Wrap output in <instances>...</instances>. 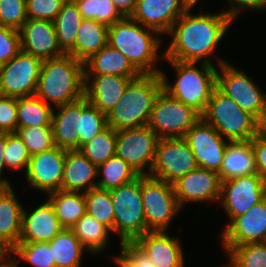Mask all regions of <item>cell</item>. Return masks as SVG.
Instances as JSON below:
<instances>
[{
	"label": "cell",
	"instance_id": "cell-1",
	"mask_svg": "<svg viewBox=\"0 0 266 267\" xmlns=\"http://www.w3.org/2000/svg\"><path fill=\"white\" fill-rule=\"evenodd\" d=\"M190 7L172 26L169 47L162 58L181 62H201L211 65L209 58L233 22L224 12L191 14Z\"/></svg>",
	"mask_w": 266,
	"mask_h": 267
},
{
	"label": "cell",
	"instance_id": "cell-2",
	"mask_svg": "<svg viewBox=\"0 0 266 267\" xmlns=\"http://www.w3.org/2000/svg\"><path fill=\"white\" fill-rule=\"evenodd\" d=\"M84 85V63L65 54L42 61L35 95L56 109L82 98Z\"/></svg>",
	"mask_w": 266,
	"mask_h": 267
},
{
	"label": "cell",
	"instance_id": "cell-3",
	"mask_svg": "<svg viewBox=\"0 0 266 267\" xmlns=\"http://www.w3.org/2000/svg\"><path fill=\"white\" fill-rule=\"evenodd\" d=\"M157 34V31L141 26L131 17H123L108 26V45L121 51L141 75L158 74L162 70L153 67L161 45Z\"/></svg>",
	"mask_w": 266,
	"mask_h": 267
},
{
	"label": "cell",
	"instance_id": "cell-4",
	"mask_svg": "<svg viewBox=\"0 0 266 267\" xmlns=\"http://www.w3.org/2000/svg\"><path fill=\"white\" fill-rule=\"evenodd\" d=\"M162 89L160 73L132 80L119 102L107 113L108 127L120 131L148 125L155 99Z\"/></svg>",
	"mask_w": 266,
	"mask_h": 267
},
{
	"label": "cell",
	"instance_id": "cell-5",
	"mask_svg": "<svg viewBox=\"0 0 266 267\" xmlns=\"http://www.w3.org/2000/svg\"><path fill=\"white\" fill-rule=\"evenodd\" d=\"M173 68L177 79L170 84L166 74L160 72L163 90L170 96L192 107L200 115L205 112L210 97L217 87V70L214 65L201 62V69L197 62H181L167 59Z\"/></svg>",
	"mask_w": 266,
	"mask_h": 267
},
{
	"label": "cell",
	"instance_id": "cell-6",
	"mask_svg": "<svg viewBox=\"0 0 266 267\" xmlns=\"http://www.w3.org/2000/svg\"><path fill=\"white\" fill-rule=\"evenodd\" d=\"M201 117L230 142L249 141L259 133V121L218 87Z\"/></svg>",
	"mask_w": 266,
	"mask_h": 267
},
{
	"label": "cell",
	"instance_id": "cell-7",
	"mask_svg": "<svg viewBox=\"0 0 266 267\" xmlns=\"http://www.w3.org/2000/svg\"><path fill=\"white\" fill-rule=\"evenodd\" d=\"M141 186L142 175L110 190L114 209V232L120 235L121 243H133L146 233Z\"/></svg>",
	"mask_w": 266,
	"mask_h": 267
},
{
	"label": "cell",
	"instance_id": "cell-8",
	"mask_svg": "<svg viewBox=\"0 0 266 267\" xmlns=\"http://www.w3.org/2000/svg\"><path fill=\"white\" fill-rule=\"evenodd\" d=\"M200 118L201 115L192 107L162 89L155 99L147 126L159 139L183 138Z\"/></svg>",
	"mask_w": 266,
	"mask_h": 267
},
{
	"label": "cell",
	"instance_id": "cell-9",
	"mask_svg": "<svg viewBox=\"0 0 266 267\" xmlns=\"http://www.w3.org/2000/svg\"><path fill=\"white\" fill-rule=\"evenodd\" d=\"M141 194L146 232L166 231L181 209L173 184L149 175H142Z\"/></svg>",
	"mask_w": 266,
	"mask_h": 267
},
{
	"label": "cell",
	"instance_id": "cell-10",
	"mask_svg": "<svg viewBox=\"0 0 266 267\" xmlns=\"http://www.w3.org/2000/svg\"><path fill=\"white\" fill-rule=\"evenodd\" d=\"M218 65L221 71L217 70V87L259 121L266 105V97L260 87L251 80L252 77L228 62L218 59Z\"/></svg>",
	"mask_w": 266,
	"mask_h": 267
},
{
	"label": "cell",
	"instance_id": "cell-11",
	"mask_svg": "<svg viewBox=\"0 0 266 267\" xmlns=\"http://www.w3.org/2000/svg\"><path fill=\"white\" fill-rule=\"evenodd\" d=\"M197 167L194 154L184 138H163L157 142L149 176L173 183Z\"/></svg>",
	"mask_w": 266,
	"mask_h": 267
},
{
	"label": "cell",
	"instance_id": "cell-12",
	"mask_svg": "<svg viewBox=\"0 0 266 267\" xmlns=\"http://www.w3.org/2000/svg\"><path fill=\"white\" fill-rule=\"evenodd\" d=\"M158 140L147 125L117 131L115 155L127 162L139 175H150ZM146 166L147 172L144 170Z\"/></svg>",
	"mask_w": 266,
	"mask_h": 267
},
{
	"label": "cell",
	"instance_id": "cell-13",
	"mask_svg": "<svg viewBox=\"0 0 266 267\" xmlns=\"http://www.w3.org/2000/svg\"><path fill=\"white\" fill-rule=\"evenodd\" d=\"M42 61L20 51L0 66V95L9 97L34 96Z\"/></svg>",
	"mask_w": 266,
	"mask_h": 267
},
{
	"label": "cell",
	"instance_id": "cell-14",
	"mask_svg": "<svg viewBox=\"0 0 266 267\" xmlns=\"http://www.w3.org/2000/svg\"><path fill=\"white\" fill-rule=\"evenodd\" d=\"M266 198V183L259 174L235 177L221 182L220 199L230 222Z\"/></svg>",
	"mask_w": 266,
	"mask_h": 267
},
{
	"label": "cell",
	"instance_id": "cell-15",
	"mask_svg": "<svg viewBox=\"0 0 266 267\" xmlns=\"http://www.w3.org/2000/svg\"><path fill=\"white\" fill-rule=\"evenodd\" d=\"M183 138L191 148L198 167L219 172L226 147L230 141L227 142L202 117L186 132Z\"/></svg>",
	"mask_w": 266,
	"mask_h": 267
},
{
	"label": "cell",
	"instance_id": "cell-16",
	"mask_svg": "<svg viewBox=\"0 0 266 267\" xmlns=\"http://www.w3.org/2000/svg\"><path fill=\"white\" fill-rule=\"evenodd\" d=\"M66 149H52L30 156L26 173L28 183L34 189L47 194L62 190Z\"/></svg>",
	"mask_w": 266,
	"mask_h": 267
},
{
	"label": "cell",
	"instance_id": "cell-17",
	"mask_svg": "<svg viewBox=\"0 0 266 267\" xmlns=\"http://www.w3.org/2000/svg\"><path fill=\"white\" fill-rule=\"evenodd\" d=\"M226 253L233 247L266 239V198L235 217L220 235Z\"/></svg>",
	"mask_w": 266,
	"mask_h": 267
},
{
	"label": "cell",
	"instance_id": "cell-18",
	"mask_svg": "<svg viewBox=\"0 0 266 267\" xmlns=\"http://www.w3.org/2000/svg\"><path fill=\"white\" fill-rule=\"evenodd\" d=\"M221 182L217 172L197 167L172 184L181 208L187 202H219Z\"/></svg>",
	"mask_w": 266,
	"mask_h": 267
},
{
	"label": "cell",
	"instance_id": "cell-19",
	"mask_svg": "<svg viewBox=\"0 0 266 267\" xmlns=\"http://www.w3.org/2000/svg\"><path fill=\"white\" fill-rule=\"evenodd\" d=\"M19 33L21 51L41 61L66 54L59 46L54 22L27 19Z\"/></svg>",
	"mask_w": 266,
	"mask_h": 267
},
{
	"label": "cell",
	"instance_id": "cell-20",
	"mask_svg": "<svg viewBox=\"0 0 266 267\" xmlns=\"http://www.w3.org/2000/svg\"><path fill=\"white\" fill-rule=\"evenodd\" d=\"M189 8L184 0H137L130 17L159 34H168L174 23Z\"/></svg>",
	"mask_w": 266,
	"mask_h": 267
},
{
	"label": "cell",
	"instance_id": "cell-21",
	"mask_svg": "<svg viewBox=\"0 0 266 267\" xmlns=\"http://www.w3.org/2000/svg\"><path fill=\"white\" fill-rule=\"evenodd\" d=\"M168 235L166 231H148L133 243L158 267H184L180 241Z\"/></svg>",
	"mask_w": 266,
	"mask_h": 267
},
{
	"label": "cell",
	"instance_id": "cell-22",
	"mask_svg": "<svg viewBox=\"0 0 266 267\" xmlns=\"http://www.w3.org/2000/svg\"><path fill=\"white\" fill-rule=\"evenodd\" d=\"M89 77H92V79L90 80ZM137 78L139 77H124L110 74L84 75V96L92 105L107 115L119 102L128 84Z\"/></svg>",
	"mask_w": 266,
	"mask_h": 267
},
{
	"label": "cell",
	"instance_id": "cell-23",
	"mask_svg": "<svg viewBox=\"0 0 266 267\" xmlns=\"http://www.w3.org/2000/svg\"><path fill=\"white\" fill-rule=\"evenodd\" d=\"M63 229L54 207L47 200L33 209L31 213L23 208L19 242H49Z\"/></svg>",
	"mask_w": 266,
	"mask_h": 267
},
{
	"label": "cell",
	"instance_id": "cell-24",
	"mask_svg": "<svg viewBox=\"0 0 266 267\" xmlns=\"http://www.w3.org/2000/svg\"><path fill=\"white\" fill-rule=\"evenodd\" d=\"M58 113L52 114L54 145L66 150L79 149L80 115L82 98L56 107Z\"/></svg>",
	"mask_w": 266,
	"mask_h": 267
},
{
	"label": "cell",
	"instance_id": "cell-25",
	"mask_svg": "<svg viewBox=\"0 0 266 267\" xmlns=\"http://www.w3.org/2000/svg\"><path fill=\"white\" fill-rule=\"evenodd\" d=\"M97 171V166L91 163L78 149L66 150L62 190L87 192L96 188Z\"/></svg>",
	"mask_w": 266,
	"mask_h": 267
},
{
	"label": "cell",
	"instance_id": "cell-26",
	"mask_svg": "<svg viewBox=\"0 0 266 267\" xmlns=\"http://www.w3.org/2000/svg\"><path fill=\"white\" fill-rule=\"evenodd\" d=\"M23 208L12 186L0 187V241L9 251L19 243Z\"/></svg>",
	"mask_w": 266,
	"mask_h": 267
},
{
	"label": "cell",
	"instance_id": "cell-27",
	"mask_svg": "<svg viewBox=\"0 0 266 267\" xmlns=\"http://www.w3.org/2000/svg\"><path fill=\"white\" fill-rule=\"evenodd\" d=\"M118 75L140 77L128 58L119 50L106 45L84 62V75Z\"/></svg>",
	"mask_w": 266,
	"mask_h": 267
},
{
	"label": "cell",
	"instance_id": "cell-28",
	"mask_svg": "<svg viewBox=\"0 0 266 267\" xmlns=\"http://www.w3.org/2000/svg\"><path fill=\"white\" fill-rule=\"evenodd\" d=\"M251 174H257L251 140L229 142L218 172L221 181Z\"/></svg>",
	"mask_w": 266,
	"mask_h": 267
},
{
	"label": "cell",
	"instance_id": "cell-29",
	"mask_svg": "<svg viewBox=\"0 0 266 267\" xmlns=\"http://www.w3.org/2000/svg\"><path fill=\"white\" fill-rule=\"evenodd\" d=\"M108 44V26L94 19H83L74 46L66 53L84 63Z\"/></svg>",
	"mask_w": 266,
	"mask_h": 267
},
{
	"label": "cell",
	"instance_id": "cell-30",
	"mask_svg": "<svg viewBox=\"0 0 266 267\" xmlns=\"http://www.w3.org/2000/svg\"><path fill=\"white\" fill-rule=\"evenodd\" d=\"M48 195L56 216L64 228L70 229L86 213L84 192L58 190Z\"/></svg>",
	"mask_w": 266,
	"mask_h": 267
},
{
	"label": "cell",
	"instance_id": "cell-31",
	"mask_svg": "<svg viewBox=\"0 0 266 267\" xmlns=\"http://www.w3.org/2000/svg\"><path fill=\"white\" fill-rule=\"evenodd\" d=\"M49 244L55 267H80L83 250L86 248L71 229L64 228Z\"/></svg>",
	"mask_w": 266,
	"mask_h": 267
},
{
	"label": "cell",
	"instance_id": "cell-32",
	"mask_svg": "<svg viewBox=\"0 0 266 267\" xmlns=\"http://www.w3.org/2000/svg\"><path fill=\"white\" fill-rule=\"evenodd\" d=\"M70 229L89 253L96 254L108 245L111 230L87 212Z\"/></svg>",
	"mask_w": 266,
	"mask_h": 267
},
{
	"label": "cell",
	"instance_id": "cell-33",
	"mask_svg": "<svg viewBox=\"0 0 266 267\" xmlns=\"http://www.w3.org/2000/svg\"><path fill=\"white\" fill-rule=\"evenodd\" d=\"M53 108L34 96L17 98V128L51 126Z\"/></svg>",
	"mask_w": 266,
	"mask_h": 267
},
{
	"label": "cell",
	"instance_id": "cell-34",
	"mask_svg": "<svg viewBox=\"0 0 266 267\" xmlns=\"http://www.w3.org/2000/svg\"><path fill=\"white\" fill-rule=\"evenodd\" d=\"M82 21L83 17L76 3L66 0L54 20L59 46L65 53L74 46Z\"/></svg>",
	"mask_w": 266,
	"mask_h": 267
},
{
	"label": "cell",
	"instance_id": "cell-35",
	"mask_svg": "<svg viewBox=\"0 0 266 267\" xmlns=\"http://www.w3.org/2000/svg\"><path fill=\"white\" fill-rule=\"evenodd\" d=\"M97 174H102L97 181V188L111 190L121 185L129 183L140 175L122 158L116 155L99 165Z\"/></svg>",
	"mask_w": 266,
	"mask_h": 267
},
{
	"label": "cell",
	"instance_id": "cell-36",
	"mask_svg": "<svg viewBox=\"0 0 266 267\" xmlns=\"http://www.w3.org/2000/svg\"><path fill=\"white\" fill-rule=\"evenodd\" d=\"M117 131L107 127L78 150L97 167L115 156Z\"/></svg>",
	"mask_w": 266,
	"mask_h": 267
},
{
	"label": "cell",
	"instance_id": "cell-37",
	"mask_svg": "<svg viewBox=\"0 0 266 267\" xmlns=\"http://www.w3.org/2000/svg\"><path fill=\"white\" fill-rule=\"evenodd\" d=\"M86 212L114 232V209L110 190L92 188L84 192Z\"/></svg>",
	"mask_w": 266,
	"mask_h": 267
},
{
	"label": "cell",
	"instance_id": "cell-38",
	"mask_svg": "<svg viewBox=\"0 0 266 267\" xmlns=\"http://www.w3.org/2000/svg\"><path fill=\"white\" fill-rule=\"evenodd\" d=\"M107 127L106 114L102 113L83 96L82 114L80 115L79 148Z\"/></svg>",
	"mask_w": 266,
	"mask_h": 267
},
{
	"label": "cell",
	"instance_id": "cell-39",
	"mask_svg": "<svg viewBox=\"0 0 266 267\" xmlns=\"http://www.w3.org/2000/svg\"><path fill=\"white\" fill-rule=\"evenodd\" d=\"M229 255L230 267H266V244L264 242L247 243L233 246Z\"/></svg>",
	"mask_w": 266,
	"mask_h": 267
},
{
	"label": "cell",
	"instance_id": "cell-40",
	"mask_svg": "<svg viewBox=\"0 0 266 267\" xmlns=\"http://www.w3.org/2000/svg\"><path fill=\"white\" fill-rule=\"evenodd\" d=\"M78 6L83 19H94L107 26L113 25L123 16L112 0H72Z\"/></svg>",
	"mask_w": 266,
	"mask_h": 267
},
{
	"label": "cell",
	"instance_id": "cell-41",
	"mask_svg": "<svg viewBox=\"0 0 266 267\" xmlns=\"http://www.w3.org/2000/svg\"><path fill=\"white\" fill-rule=\"evenodd\" d=\"M10 253L19 255L22 260L36 267H55L49 242H19Z\"/></svg>",
	"mask_w": 266,
	"mask_h": 267
},
{
	"label": "cell",
	"instance_id": "cell-42",
	"mask_svg": "<svg viewBox=\"0 0 266 267\" xmlns=\"http://www.w3.org/2000/svg\"><path fill=\"white\" fill-rule=\"evenodd\" d=\"M16 134L23 140L30 156L55 147L52 125L17 128Z\"/></svg>",
	"mask_w": 266,
	"mask_h": 267
},
{
	"label": "cell",
	"instance_id": "cell-43",
	"mask_svg": "<svg viewBox=\"0 0 266 267\" xmlns=\"http://www.w3.org/2000/svg\"><path fill=\"white\" fill-rule=\"evenodd\" d=\"M30 154L23 140L16 133L7 132V145L4 151L6 167L11 170L27 169Z\"/></svg>",
	"mask_w": 266,
	"mask_h": 267
},
{
	"label": "cell",
	"instance_id": "cell-44",
	"mask_svg": "<svg viewBox=\"0 0 266 267\" xmlns=\"http://www.w3.org/2000/svg\"><path fill=\"white\" fill-rule=\"evenodd\" d=\"M27 19L26 0H0V25L19 31Z\"/></svg>",
	"mask_w": 266,
	"mask_h": 267
},
{
	"label": "cell",
	"instance_id": "cell-45",
	"mask_svg": "<svg viewBox=\"0 0 266 267\" xmlns=\"http://www.w3.org/2000/svg\"><path fill=\"white\" fill-rule=\"evenodd\" d=\"M65 2L66 0H26L27 18L54 22Z\"/></svg>",
	"mask_w": 266,
	"mask_h": 267
},
{
	"label": "cell",
	"instance_id": "cell-46",
	"mask_svg": "<svg viewBox=\"0 0 266 267\" xmlns=\"http://www.w3.org/2000/svg\"><path fill=\"white\" fill-rule=\"evenodd\" d=\"M120 245L121 254L113 257L120 267H158L134 243Z\"/></svg>",
	"mask_w": 266,
	"mask_h": 267
},
{
	"label": "cell",
	"instance_id": "cell-47",
	"mask_svg": "<svg viewBox=\"0 0 266 267\" xmlns=\"http://www.w3.org/2000/svg\"><path fill=\"white\" fill-rule=\"evenodd\" d=\"M20 51L19 31L0 25V66L9 62Z\"/></svg>",
	"mask_w": 266,
	"mask_h": 267
},
{
	"label": "cell",
	"instance_id": "cell-48",
	"mask_svg": "<svg viewBox=\"0 0 266 267\" xmlns=\"http://www.w3.org/2000/svg\"><path fill=\"white\" fill-rule=\"evenodd\" d=\"M0 132H17V98L0 95Z\"/></svg>",
	"mask_w": 266,
	"mask_h": 267
},
{
	"label": "cell",
	"instance_id": "cell-49",
	"mask_svg": "<svg viewBox=\"0 0 266 267\" xmlns=\"http://www.w3.org/2000/svg\"><path fill=\"white\" fill-rule=\"evenodd\" d=\"M251 146L255 156L257 174L266 183V134L258 133L252 140Z\"/></svg>",
	"mask_w": 266,
	"mask_h": 267
},
{
	"label": "cell",
	"instance_id": "cell-50",
	"mask_svg": "<svg viewBox=\"0 0 266 267\" xmlns=\"http://www.w3.org/2000/svg\"><path fill=\"white\" fill-rule=\"evenodd\" d=\"M229 9L222 10L232 21L241 9L266 10V0H229Z\"/></svg>",
	"mask_w": 266,
	"mask_h": 267
},
{
	"label": "cell",
	"instance_id": "cell-51",
	"mask_svg": "<svg viewBox=\"0 0 266 267\" xmlns=\"http://www.w3.org/2000/svg\"><path fill=\"white\" fill-rule=\"evenodd\" d=\"M116 9L123 17H130L136 7L137 0H112Z\"/></svg>",
	"mask_w": 266,
	"mask_h": 267
},
{
	"label": "cell",
	"instance_id": "cell-52",
	"mask_svg": "<svg viewBox=\"0 0 266 267\" xmlns=\"http://www.w3.org/2000/svg\"><path fill=\"white\" fill-rule=\"evenodd\" d=\"M7 145V132H0V187L12 186L6 178H1L2 170L4 169V151Z\"/></svg>",
	"mask_w": 266,
	"mask_h": 267
},
{
	"label": "cell",
	"instance_id": "cell-53",
	"mask_svg": "<svg viewBox=\"0 0 266 267\" xmlns=\"http://www.w3.org/2000/svg\"><path fill=\"white\" fill-rule=\"evenodd\" d=\"M10 255H12L11 253L7 256V258L9 259L8 261L6 260V257H4L3 259L0 260V267H18L17 266V260L16 258H11L10 259Z\"/></svg>",
	"mask_w": 266,
	"mask_h": 267
},
{
	"label": "cell",
	"instance_id": "cell-54",
	"mask_svg": "<svg viewBox=\"0 0 266 267\" xmlns=\"http://www.w3.org/2000/svg\"><path fill=\"white\" fill-rule=\"evenodd\" d=\"M259 133L266 134V105L263 115L259 120Z\"/></svg>",
	"mask_w": 266,
	"mask_h": 267
},
{
	"label": "cell",
	"instance_id": "cell-55",
	"mask_svg": "<svg viewBox=\"0 0 266 267\" xmlns=\"http://www.w3.org/2000/svg\"><path fill=\"white\" fill-rule=\"evenodd\" d=\"M9 254L10 251L0 241V260L7 257Z\"/></svg>",
	"mask_w": 266,
	"mask_h": 267
},
{
	"label": "cell",
	"instance_id": "cell-56",
	"mask_svg": "<svg viewBox=\"0 0 266 267\" xmlns=\"http://www.w3.org/2000/svg\"><path fill=\"white\" fill-rule=\"evenodd\" d=\"M190 7H194V5L196 4V2H198L199 0H184Z\"/></svg>",
	"mask_w": 266,
	"mask_h": 267
}]
</instances>
